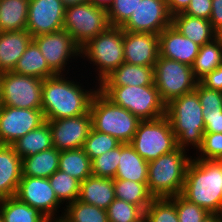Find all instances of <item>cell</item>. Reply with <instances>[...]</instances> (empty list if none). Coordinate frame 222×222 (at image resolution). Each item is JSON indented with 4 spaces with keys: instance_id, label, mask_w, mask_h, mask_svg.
<instances>
[{
    "instance_id": "obj_1",
    "label": "cell",
    "mask_w": 222,
    "mask_h": 222,
    "mask_svg": "<svg viewBox=\"0 0 222 222\" xmlns=\"http://www.w3.org/2000/svg\"><path fill=\"white\" fill-rule=\"evenodd\" d=\"M67 74H56L42 82V106L46 120L77 117L89 112L94 94L99 90L85 88L83 83L74 81ZM83 84V85H82ZM97 87V88H96ZM90 88V89H89Z\"/></svg>"
},
{
    "instance_id": "obj_2",
    "label": "cell",
    "mask_w": 222,
    "mask_h": 222,
    "mask_svg": "<svg viewBox=\"0 0 222 222\" xmlns=\"http://www.w3.org/2000/svg\"><path fill=\"white\" fill-rule=\"evenodd\" d=\"M181 195L215 214L222 203V162L192 157Z\"/></svg>"
},
{
    "instance_id": "obj_3",
    "label": "cell",
    "mask_w": 222,
    "mask_h": 222,
    "mask_svg": "<svg viewBox=\"0 0 222 222\" xmlns=\"http://www.w3.org/2000/svg\"><path fill=\"white\" fill-rule=\"evenodd\" d=\"M202 110L195 90L176 97L166 104L165 116L171 123L177 147L187 151L189 149L197 151L201 146L205 131Z\"/></svg>"
},
{
    "instance_id": "obj_4",
    "label": "cell",
    "mask_w": 222,
    "mask_h": 222,
    "mask_svg": "<svg viewBox=\"0 0 222 222\" xmlns=\"http://www.w3.org/2000/svg\"><path fill=\"white\" fill-rule=\"evenodd\" d=\"M177 147L148 162L147 188L153 198H171L182 193L186 172L193 156Z\"/></svg>"
},
{
    "instance_id": "obj_5",
    "label": "cell",
    "mask_w": 222,
    "mask_h": 222,
    "mask_svg": "<svg viewBox=\"0 0 222 222\" xmlns=\"http://www.w3.org/2000/svg\"><path fill=\"white\" fill-rule=\"evenodd\" d=\"M124 30L121 27L109 26L104 32L89 40L80 48L81 58L96 72L93 83L100 84L108 75L124 63ZM97 74V75H96ZM98 81V82H97Z\"/></svg>"
},
{
    "instance_id": "obj_6",
    "label": "cell",
    "mask_w": 222,
    "mask_h": 222,
    "mask_svg": "<svg viewBox=\"0 0 222 222\" xmlns=\"http://www.w3.org/2000/svg\"><path fill=\"white\" fill-rule=\"evenodd\" d=\"M99 90L115 105L127 109L140 121L155 120L166 114V103L161 99L155 84L99 86Z\"/></svg>"
},
{
    "instance_id": "obj_7",
    "label": "cell",
    "mask_w": 222,
    "mask_h": 222,
    "mask_svg": "<svg viewBox=\"0 0 222 222\" xmlns=\"http://www.w3.org/2000/svg\"><path fill=\"white\" fill-rule=\"evenodd\" d=\"M89 112L92 128L113 136L121 143H130L140 120L127 109L115 105L100 90L92 97Z\"/></svg>"
},
{
    "instance_id": "obj_8",
    "label": "cell",
    "mask_w": 222,
    "mask_h": 222,
    "mask_svg": "<svg viewBox=\"0 0 222 222\" xmlns=\"http://www.w3.org/2000/svg\"><path fill=\"white\" fill-rule=\"evenodd\" d=\"M130 145L147 162L177 148L176 137L166 116L140 121Z\"/></svg>"
},
{
    "instance_id": "obj_9",
    "label": "cell",
    "mask_w": 222,
    "mask_h": 222,
    "mask_svg": "<svg viewBox=\"0 0 222 222\" xmlns=\"http://www.w3.org/2000/svg\"><path fill=\"white\" fill-rule=\"evenodd\" d=\"M109 26L107 10L90 2L67 6L65 9L63 29L80 48Z\"/></svg>"
},
{
    "instance_id": "obj_10",
    "label": "cell",
    "mask_w": 222,
    "mask_h": 222,
    "mask_svg": "<svg viewBox=\"0 0 222 222\" xmlns=\"http://www.w3.org/2000/svg\"><path fill=\"white\" fill-rule=\"evenodd\" d=\"M192 67L159 55L154 66V84L167 104L172 99L195 90Z\"/></svg>"
},
{
    "instance_id": "obj_11",
    "label": "cell",
    "mask_w": 222,
    "mask_h": 222,
    "mask_svg": "<svg viewBox=\"0 0 222 222\" xmlns=\"http://www.w3.org/2000/svg\"><path fill=\"white\" fill-rule=\"evenodd\" d=\"M43 79L16 74L0 73V105L25 109H41Z\"/></svg>"
},
{
    "instance_id": "obj_12",
    "label": "cell",
    "mask_w": 222,
    "mask_h": 222,
    "mask_svg": "<svg viewBox=\"0 0 222 222\" xmlns=\"http://www.w3.org/2000/svg\"><path fill=\"white\" fill-rule=\"evenodd\" d=\"M33 41L37 44L49 68L55 74L69 75L70 66L68 64L77 62L73 60L75 58L78 60L80 57V47L64 29L35 36Z\"/></svg>"
},
{
    "instance_id": "obj_13",
    "label": "cell",
    "mask_w": 222,
    "mask_h": 222,
    "mask_svg": "<svg viewBox=\"0 0 222 222\" xmlns=\"http://www.w3.org/2000/svg\"><path fill=\"white\" fill-rule=\"evenodd\" d=\"M46 122L42 109L0 105V143L12 145L20 137Z\"/></svg>"
},
{
    "instance_id": "obj_14",
    "label": "cell",
    "mask_w": 222,
    "mask_h": 222,
    "mask_svg": "<svg viewBox=\"0 0 222 222\" xmlns=\"http://www.w3.org/2000/svg\"><path fill=\"white\" fill-rule=\"evenodd\" d=\"M15 196L38 209L49 220L63 217L59 215L62 204L58 201L48 178L22 176Z\"/></svg>"
},
{
    "instance_id": "obj_15",
    "label": "cell",
    "mask_w": 222,
    "mask_h": 222,
    "mask_svg": "<svg viewBox=\"0 0 222 222\" xmlns=\"http://www.w3.org/2000/svg\"><path fill=\"white\" fill-rule=\"evenodd\" d=\"M171 23L172 15L166 0H141L121 28L129 32L159 35Z\"/></svg>"
},
{
    "instance_id": "obj_16",
    "label": "cell",
    "mask_w": 222,
    "mask_h": 222,
    "mask_svg": "<svg viewBox=\"0 0 222 222\" xmlns=\"http://www.w3.org/2000/svg\"><path fill=\"white\" fill-rule=\"evenodd\" d=\"M65 9L61 0H29L26 30L32 37L62 30Z\"/></svg>"
},
{
    "instance_id": "obj_17",
    "label": "cell",
    "mask_w": 222,
    "mask_h": 222,
    "mask_svg": "<svg viewBox=\"0 0 222 222\" xmlns=\"http://www.w3.org/2000/svg\"><path fill=\"white\" fill-rule=\"evenodd\" d=\"M46 121L51 130L53 147L59 151L83 148L92 129L90 112L77 117Z\"/></svg>"
},
{
    "instance_id": "obj_18",
    "label": "cell",
    "mask_w": 222,
    "mask_h": 222,
    "mask_svg": "<svg viewBox=\"0 0 222 222\" xmlns=\"http://www.w3.org/2000/svg\"><path fill=\"white\" fill-rule=\"evenodd\" d=\"M123 47L125 63L155 66L159 57V35L124 31Z\"/></svg>"
},
{
    "instance_id": "obj_19",
    "label": "cell",
    "mask_w": 222,
    "mask_h": 222,
    "mask_svg": "<svg viewBox=\"0 0 222 222\" xmlns=\"http://www.w3.org/2000/svg\"><path fill=\"white\" fill-rule=\"evenodd\" d=\"M200 46L183 36L173 25L159 34V55L192 66Z\"/></svg>"
},
{
    "instance_id": "obj_20",
    "label": "cell",
    "mask_w": 222,
    "mask_h": 222,
    "mask_svg": "<svg viewBox=\"0 0 222 222\" xmlns=\"http://www.w3.org/2000/svg\"><path fill=\"white\" fill-rule=\"evenodd\" d=\"M22 158L11 145H0V199L16 195L22 177Z\"/></svg>"
},
{
    "instance_id": "obj_21",
    "label": "cell",
    "mask_w": 222,
    "mask_h": 222,
    "mask_svg": "<svg viewBox=\"0 0 222 222\" xmlns=\"http://www.w3.org/2000/svg\"><path fill=\"white\" fill-rule=\"evenodd\" d=\"M32 40L27 30L0 32V73L14 70Z\"/></svg>"
},
{
    "instance_id": "obj_22",
    "label": "cell",
    "mask_w": 222,
    "mask_h": 222,
    "mask_svg": "<svg viewBox=\"0 0 222 222\" xmlns=\"http://www.w3.org/2000/svg\"><path fill=\"white\" fill-rule=\"evenodd\" d=\"M115 198L112 178L91 175L83 182H80L78 200L83 203L107 210Z\"/></svg>"
},
{
    "instance_id": "obj_23",
    "label": "cell",
    "mask_w": 222,
    "mask_h": 222,
    "mask_svg": "<svg viewBox=\"0 0 222 222\" xmlns=\"http://www.w3.org/2000/svg\"><path fill=\"white\" fill-rule=\"evenodd\" d=\"M148 86L154 85V66L121 64L99 86Z\"/></svg>"
},
{
    "instance_id": "obj_24",
    "label": "cell",
    "mask_w": 222,
    "mask_h": 222,
    "mask_svg": "<svg viewBox=\"0 0 222 222\" xmlns=\"http://www.w3.org/2000/svg\"><path fill=\"white\" fill-rule=\"evenodd\" d=\"M173 25L183 36L203 46L219 36L209 20L178 13L172 16Z\"/></svg>"
},
{
    "instance_id": "obj_25",
    "label": "cell",
    "mask_w": 222,
    "mask_h": 222,
    "mask_svg": "<svg viewBox=\"0 0 222 222\" xmlns=\"http://www.w3.org/2000/svg\"><path fill=\"white\" fill-rule=\"evenodd\" d=\"M147 171L148 162L134 150L130 143H121L120 159L114 179L147 183Z\"/></svg>"
},
{
    "instance_id": "obj_26",
    "label": "cell",
    "mask_w": 222,
    "mask_h": 222,
    "mask_svg": "<svg viewBox=\"0 0 222 222\" xmlns=\"http://www.w3.org/2000/svg\"><path fill=\"white\" fill-rule=\"evenodd\" d=\"M60 151L52 147L22 158V176L49 178L59 168Z\"/></svg>"
},
{
    "instance_id": "obj_27",
    "label": "cell",
    "mask_w": 222,
    "mask_h": 222,
    "mask_svg": "<svg viewBox=\"0 0 222 222\" xmlns=\"http://www.w3.org/2000/svg\"><path fill=\"white\" fill-rule=\"evenodd\" d=\"M11 146L21 158L52 148L53 142L49 123L46 121L40 127L31 130Z\"/></svg>"
},
{
    "instance_id": "obj_28",
    "label": "cell",
    "mask_w": 222,
    "mask_h": 222,
    "mask_svg": "<svg viewBox=\"0 0 222 222\" xmlns=\"http://www.w3.org/2000/svg\"><path fill=\"white\" fill-rule=\"evenodd\" d=\"M14 73L46 79L56 75L46 62L37 44L32 40L15 66Z\"/></svg>"
},
{
    "instance_id": "obj_29",
    "label": "cell",
    "mask_w": 222,
    "mask_h": 222,
    "mask_svg": "<svg viewBox=\"0 0 222 222\" xmlns=\"http://www.w3.org/2000/svg\"><path fill=\"white\" fill-rule=\"evenodd\" d=\"M29 0H0V32L26 30Z\"/></svg>"
},
{
    "instance_id": "obj_30",
    "label": "cell",
    "mask_w": 222,
    "mask_h": 222,
    "mask_svg": "<svg viewBox=\"0 0 222 222\" xmlns=\"http://www.w3.org/2000/svg\"><path fill=\"white\" fill-rule=\"evenodd\" d=\"M220 65H222V35L200 46L199 53L191 67L195 79L199 82Z\"/></svg>"
},
{
    "instance_id": "obj_31",
    "label": "cell",
    "mask_w": 222,
    "mask_h": 222,
    "mask_svg": "<svg viewBox=\"0 0 222 222\" xmlns=\"http://www.w3.org/2000/svg\"><path fill=\"white\" fill-rule=\"evenodd\" d=\"M3 222H49L38 209L20 201L16 196L0 199Z\"/></svg>"
},
{
    "instance_id": "obj_32",
    "label": "cell",
    "mask_w": 222,
    "mask_h": 222,
    "mask_svg": "<svg viewBox=\"0 0 222 222\" xmlns=\"http://www.w3.org/2000/svg\"><path fill=\"white\" fill-rule=\"evenodd\" d=\"M58 169L83 182L92 175V160L83 148L62 150Z\"/></svg>"
},
{
    "instance_id": "obj_33",
    "label": "cell",
    "mask_w": 222,
    "mask_h": 222,
    "mask_svg": "<svg viewBox=\"0 0 222 222\" xmlns=\"http://www.w3.org/2000/svg\"><path fill=\"white\" fill-rule=\"evenodd\" d=\"M116 199L138 206L143 212L150 205L153 197L149 193L147 183L130 180L113 179Z\"/></svg>"
},
{
    "instance_id": "obj_34",
    "label": "cell",
    "mask_w": 222,
    "mask_h": 222,
    "mask_svg": "<svg viewBox=\"0 0 222 222\" xmlns=\"http://www.w3.org/2000/svg\"><path fill=\"white\" fill-rule=\"evenodd\" d=\"M52 189L54 190L58 201L65 206H62V213L64 214V208L76 201L79 198L80 194V181L71 175L57 170L49 178Z\"/></svg>"
},
{
    "instance_id": "obj_35",
    "label": "cell",
    "mask_w": 222,
    "mask_h": 222,
    "mask_svg": "<svg viewBox=\"0 0 222 222\" xmlns=\"http://www.w3.org/2000/svg\"><path fill=\"white\" fill-rule=\"evenodd\" d=\"M63 218L67 222H109L106 210L78 199L64 208Z\"/></svg>"
},
{
    "instance_id": "obj_36",
    "label": "cell",
    "mask_w": 222,
    "mask_h": 222,
    "mask_svg": "<svg viewBox=\"0 0 222 222\" xmlns=\"http://www.w3.org/2000/svg\"><path fill=\"white\" fill-rule=\"evenodd\" d=\"M120 144L121 142L113 136L92 128L84 142L83 149L89 158L93 160L103 153L115 149Z\"/></svg>"
},
{
    "instance_id": "obj_37",
    "label": "cell",
    "mask_w": 222,
    "mask_h": 222,
    "mask_svg": "<svg viewBox=\"0 0 222 222\" xmlns=\"http://www.w3.org/2000/svg\"><path fill=\"white\" fill-rule=\"evenodd\" d=\"M144 214L148 222H179L175 203L170 198H153Z\"/></svg>"
},
{
    "instance_id": "obj_38",
    "label": "cell",
    "mask_w": 222,
    "mask_h": 222,
    "mask_svg": "<svg viewBox=\"0 0 222 222\" xmlns=\"http://www.w3.org/2000/svg\"><path fill=\"white\" fill-rule=\"evenodd\" d=\"M120 159V145L92 160V175L97 177L115 178Z\"/></svg>"
},
{
    "instance_id": "obj_39",
    "label": "cell",
    "mask_w": 222,
    "mask_h": 222,
    "mask_svg": "<svg viewBox=\"0 0 222 222\" xmlns=\"http://www.w3.org/2000/svg\"><path fill=\"white\" fill-rule=\"evenodd\" d=\"M106 211L109 222H133L144 213L138 206L116 198Z\"/></svg>"
},
{
    "instance_id": "obj_40",
    "label": "cell",
    "mask_w": 222,
    "mask_h": 222,
    "mask_svg": "<svg viewBox=\"0 0 222 222\" xmlns=\"http://www.w3.org/2000/svg\"><path fill=\"white\" fill-rule=\"evenodd\" d=\"M170 199L175 203L179 222H202L209 214L201 206L188 201L181 194Z\"/></svg>"
},
{
    "instance_id": "obj_41",
    "label": "cell",
    "mask_w": 222,
    "mask_h": 222,
    "mask_svg": "<svg viewBox=\"0 0 222 222\" xmlns=\"http://www.w3.org/2000/svg\"><path fill=\"white\" fill-rule=\"evenodd\" d=\"M195 91L198 94L202 106L203 117L222 113V92L206 88L200 82H197Z\"/></svg>"
},
{
    "instance_id": "obj_42",
    "label": "cell",
    "mask_w": 222,
    "mask_h": 222,
    "mask_svg": "<svg viewBox=\"0 0 222 222\" xmlns=\"http://www.w3.org/2000/svg\"><path fill=\"white\" fill-rule=\"evenodd\" d=\"M194 155V158L202 160L222 158V133L204 132L202 144Z\"/></svg>"
},
{
    "instance_id": "obj_43",
    "label": "cell",
    "mask_w": 222,
    "mask_h": 222,
    "mask_svg": "<svg viewBox=\"0 0 222 222\" xmlns=\"http://www.w3.org/2000/svg\"><path fill=\"white\" fill-rule=\"evenodd\" d=\"M141 0H114L107 9L110 26L121 27L135 11Z\"/></svg>"
},
{
    "instance_id": "obj_44",
    "label": "cell",
    "mask_w": 222,
    "mask_h": 222,
    "mask_svg": "<svg viewBox=\"0 0 222 222\" xmlns=\"http://www.w3.org/2000/svg\"><path fill=\"white\" fill-rule=\"evenodd\" d=\"M212 0H191L190 4L183 12L192 17L210 20L212 12Z\"/></svg>"
},
{
    "instance_id": "obj_45",
    "label": "cell",
    "mask_w": 222,
    "mask_h": 222,
    "mask_svg": "<svg viewBox=\"0 0 222 222\" xmlns=\"http://www.w3.org/2000/svg\"><path fill=\"white\" fill-rule=\"evenodd\" d=\"M199 82L206 88L222 92V65L207 74Z\"/></svg>"
},
{
    "instance_id": "obj_46",
    "label": "cell",
    "mask_w": 222,
    "mask_h": 222,
    "mask_svg": "<svg viewBox=\"0 0 222 222\" xmlns=\"http://www.w3.org/2000/svg\"><path fill=\"white\" fill-rule=\"evenodd\" d=\"M210 23L212 28L222 35V0H212Z\"/></svg>"
},
{
    "instance_id": "obj_47",
    "label": "cell",
    "mask_w": 222,
    "mask_h": 222,
    "mask_svg": "<svg viewBox=\"0 0 222 222\" xmlns=\"http://www.w3.org/2000/svg\"><path fill=\"white\" fill-rule=\"evenodd\" d=\"M205 131L222 133V113L204 116Z\"/></svg>"
},
{
    "instance_id": "obj_48",
    "label": "cell",
    "mask_w": 222,
    "mask_h": 222,
    "mask_svg": "<svg viewBox=\"0 0 222 222\" xmlns=\"http://www.w3.org/2000/svg\"><path fill=\"white\" fill-rule=\"evenodd\" d=\"M169 12L172 16L186 10L191 0H166Z\"/></svg>"
},
{
    "instance_id": "obj_49",
    "label": "cell",
    "mask_w": 222,
    "mask_h": 222,
    "mask_svg": "<svg viewBox=\"0 0 222 222\" xmlns=\"http://www.w3.org/2000/svg\"><path fill=\"white\" fill-rule=\"evenodd\" d=\"M114 0H88L91 4H93L96 7H101L104 9H108L109 6L113 3Z\"/></svg>"
},
{
    "instance_id": "obj_50",
    "label": "cell",
    "mask_w": 222,
    "mask_h": 222,
    "mask_svg": "<svg viewBox=\"0 0 222 222\" xmlns=\"http://www.w3.org/2000/svg\"><path fill=\"white\" fill-rule=\"evenodd\" d=\"M61 1L66 7L71 6V5L83 4V3L88 2V0H61Z\"/></svg>"
},
{
    "instance_id": "obj_51",
    "label": "cell",
    "mask_w": 222,
    "mask_h": 222,
    "mask_svg": "<svg viewBox=\"0 0 222 222\" xmlns=\"http://www.w3.org/2000/svg\"><path fill=\"white\" fill-rule=\"evenodd\" d=\"M202 222H219L216 214H208Z\"/></svg>"
},
{
    "instance_id": "obj_52",
    "label": "cell",
    "mask_w": 222,
    "mask_h": 222,
    "mask_svg": "<svg viewBox=\"0 0 222 222\" xmlns=\"http://www.w3.org/2000/svg\"><path fill=\"white\" fill-rule=\"evenodd\" d=\"M219 219V222H222V203L221 205L219 206V209L218 211L215 213Z\"/></svg>"
},
{
    "instance_id": "obj_53",
    "label": "cell",
    "mask_w": 222,
    "mask_h": 222,
    "mask_svg": "<svg viewBox=\"0 0 222 222\" xmlns=\"http://www.w3.org/2000/svg\"><path fill=\"white\" fill-rule=\"evenodd\" d=\"M133 222H148L146 215L143 213L138 219Z\"/></svg>"
},
{
    "instance_id": "obj_54",
    "label": "cell",
    "mask_w": 222,
    "mask_h": 222,
    "mask_svg": "<svg viewBox=\"0 0 222 222\" xmlns=\"http://www.w3.org/2000/svg\"><path fill=\"white\" fill-rule=\"evenodd\" d=\"M49 222H67L63 217H59L56 219H51Z\"/></svg>"
},
{
    "instance_id": "obj_55",
    "label": "cell",
    "mask_w": 222,
    "mask_h": 222,
    "mask_svg": "<svg viewBox=\"0 0 222 222\" xmlns=\"http://www.w3.org/2000/svg\"><path fill=\"white\" fill-rule=\"evenodd\" d=\"M0 222H3V219H2V216H1V214H0Z\"/></svg>"
}]
</instances>
